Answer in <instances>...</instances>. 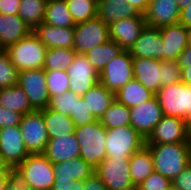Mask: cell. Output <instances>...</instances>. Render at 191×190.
<instances>
[{
  "label": "cell",
  "mask_w": 191,
  "mask_h": 190,
  "mask_svg": "<svg viewBox=\"0 0 191 190\" xmlns=\"http://www.w3.org/2000/svg\"><path fill=\"white\" fill-rule=\"evenodd\" d=\"M145 145L152 153L154 171L170 180L190 164L191 147L188 142Z\"/></svg>",
  "instance_id": "cell-1"
},
{
  "label": "cell",
  "mask_w": 191,
  "mask_h": 190,
  "mask_svg": "<svg viewBox=\"0 0 191 190\" xmlns=\"http://www.w3.org/2000/svg\"><path fill=\"white\" fill-rule=\"evenodd\" d=\"M80 147V157L94 169L107 157L106 128L100 120L75 127L74 132Z\"/></svg>",
  "instance_id": "cell-2"
},
{
  "label": "cell",
  "mask_w": 191,
  "mask_h": 190,
  "mask_svg": "<svg viewBox=\"0 0 191 190\" xmlns=\"http://www.w3.org/2000/svg\"><path fill=\"white\" fill-rule=\"evenodd\" d=\"M14 172L33 190H51L55 176L54 164L43 154H29Z\"/></svg>",
  "instance_id": "cell-3"
},
{
  "label": "cell",
  "mask_w": 191,
  "mask_h": 190,
  "mask_svg": "<svg viewBox=\"0 0 191 190\" xmlns=\"http://www.w3.org/2000/svg\"><path fill=\"white\" fill-rule=\"evenodd\" d=\"M5 50L11 63L19 72L41 69L44 66L47 47L33 31Z\"/></svg>",
  "instance_id": "cell-4"
},
{
  "label": "cell",
  "mask_w": 191,
  "mask_h": 190,
  "mask_svg": "<svg viewBox=\"0 0 191 190\" xmlns=\"http://www.w3.org/2000/svg\"><path fill=\"white\" fill-rule=\"evenodd\" d=\"M164 116L191 117V86L182 82L161 87L155 94Z\"/></svg>",
  "instance_id": "cell-5"
},
{
  "label": "cell",
  "mask_w": 191,
  "mask_h": 190,
  "mask_svg": "<svg viewBox=\"0 0 191 190\" xmlns=\"http://www.w3.org/2000/svg\"><path fill=\"white\" fill-rule=\"evenodd\" d=\"M145 145V138L131 125L106 129L105 147L108 158H130Z\"/></svg>",
  "instance_id": "cell-6"
},
{
  "label": "cell",
  "mask_w": 191,
  "mask_h": 190,
  "mask_svg": "<svg viewBox=\"0 0 191 190\" xmlns=\"http://www.w3.org/2000/svg\"><path fill=\"white\" fill-rule=\"evenodd\" d=\"M109 39V26L96 17L74 26L73 49L77 54H84L95 46L103 45Z\"/></svg>",
  "instance_id": "cell-7"
},
{
  "label": "cell",
  "mask_w": 191,
  "mask_h": 190,
  "mask_svg": "<svg viewBox=\"0 0 191 190\" xmlns=\"http://www.w3.org/2000/svg\"><path fill=\"white\" fill-rule=\"evenodd\" d=\"M23 141L20 125L0 129V163L15 169L29 156Z\"/></svg>",
  "instance_id": "cell-8"
},
{
  "label": "cell",
  "mask_w": 191,
  "mask_h": 190,
  "mask_svg": "<svg viewBox=\"0 0 191 190\" xmlns=\"http://www.w3.org/2000/svg\"><path fill=\"white\" fill-rule=\"evenodd\" d=\"M133 79L132 56L128 50H123L108 62L100 73V83L114 93Z\"/></svg>",
  "instance_id": "cell-9"
},
{
  "label": "cell",
  "mask_w": 191,
  "mask_h": 190,
  "mask_svg": "<svg viewBox=\"0 0 191 190\" xmlns=\"http://www.w3.org/2000/svg\"><path fill=\"white\" fill-rule=\"evenodd\" d=\"M94 174L107 189H124L134 186L130 178L129 158L106 157L94 169Z\"/></svg>",
  "instance_id": "cell-10"
},
{
  "label": "cell",
  "mask_w": 191,
  "mask_h": 190,
  "mask_svg": "<svg viewBox=\"0 0 191 190\" xmlns=\"http://www.w3.org/2000/svg\"><path fill=\"white\" fill-rule=\"evenodd\" d=\"M20 131L30 154L44 153L49 138L42 109L23 115Z\"/></svg>",
  "instance_id": "cell-11"
},
{
  "label": "cell",
  "mask_w": 191,
  "mask_h": 190,
  "mask_svg": "<svg viewBox=\"0 0 191 190\" xmlns=\"http://www.w3.org/2000/svg\"><path fill=\"white\" fill-rule=\"evenodd\" d=\"M69 75V91L82 97L89 89L100 82V75L84 54L74 56L72 64L67 68Z\"/></svg>",
  "instance_id": "cell-12"
},
{
  "label": "cell",
  "mask_w": 191,
  "mask_h": 190,
  "mask_svg": "<svg viewBox=\"0 0 191 190\" xmlns=\"http://www.w3.org/2000/svg\"><path fill=\"white\" fill-rule=\"evenodd\" d=\"M17 84L26 93L30 104L35 110L48 107L50 98L46 86L45 70L43 68L20 71Z\"/></svg>",
  "instance_id": "cell-13"
},
{
  "label": "cell",
  "mask_w": 191,
  "mask_h": 190,
  "mask_svg": "<svg viewBox=\"0 0 191 190\" xmlns=\"http://www.w3.org/2000/svg\"><path fill=\"white\" fill-rule=\"evenodd\" d=\"M157 97L130 108V125L145 139L163 117Z\"/></svg>",
  "instance_id": "cell-14"
},
{
  "label": "cell",
  "mask_w": 191,
  "mask_h": 190,
  "mask_svg": "<svg viewBox=\"0 0 191 190\" xmlns=\"http://www.w3.org/2000/svg\"><path fill=\"white\" fill-rule=\"evenodd\" d=\"M187 142L186 122L175 116H163L145 139V144Z\"/></svg>",
  "instance_id": "cell-15"
},
{
  "label": "cell",
  "mask_w": 191,
  "mask_h": 190,
  "mask_svg": "<svg viewBox=\"0 0 191 190\" xmlns=\"http://www.w3.org/2000/svg\"><path fill=\"white\" fill-rule=\"evenodd\" d=\"M180 11L178 0H150L143 15L146 25L161 28L178 24Z\"/></svg>",
  "instance_id": "cell-16"
},
{
  "label": "cell",
  "mask_w": 191,
  "mask_h": 190,
  "mask_svg": "<svg viewBox=\"0 0 191 190\" xmlns=\"http://www.w3.org/2000/svg\"><path fill=\"white\" fill-rule=\"evenodd\" d=\"M145 25L144 15L140 13L134 17L117 20L109 26L110 39L117 42L124 50H129Z\"/></svg>",
  "instance_id": "cell-17"
},
{
  "label": "cell",
  "mask_w": 191,
  "mask_h": 190,
  "mask_svg": "<svg viewBox=\"0 0 191 190\" xmlns=\"http://www.w3.org/2000/svg\"><path fill=\"white\" fill-rule=\"evenodd\" d=\"M132 57L163 60V40L160 28L145 25L138 39L128 50Z\"/></svg>",
  "instance_id": "cell-18"
},
{
  "label": "cell",
  "mask_w": 191,
  "mask_h": 190,
  "mask_svg": "<svg viewBox=\"0 0 191 190\" xmlns=\"http://www.w3.org/2000/svg\"><path fill=\"white\" fill-rule=\"evenodd\" d=\"M163 40V60H178L180 54L188 46L187 28L182 24L160 28Z\"/></svg>",
  "instance_id": "cell-19"
},
{
  "label": "cell",
  "mask_w": 191,
  "mask_h": 190,
  "mask_svg": "<svg viewBox=\"0 0 191 190\" xmlns=\"http://www.w3.org/2000/svg\"><path fill=\"white\" fill-rule=\"evenodd\" d=\"M53 164L62 163L80 157V147L74 133L56 138L47 142L43 153Z\"/></svg>",
  "instance_id": "cell-20"
},
{
  "label": "cell",
  "mask_w": 191,
  "mask_h": 190,
  "mask_svg": "<svg viewBox=\"0 0 191 190\" xmlns=\"http://www.w3.org/2000/svg\"><path fill=\"white\" fill-rule=\"evenodd\" d=\"M33 33L47 47L50 48H73L74 27H56L42 22Z\"/></svg>",
  "instance_id": "cell-21"
},
{
  "label": "cell",
  "mask_w": 191,
  "mask_h": 190,
  "mask_svg": "<svg viewBox=\"0 0 191 190\" xmlns=\"http://www.w3.org/2000/svg\"><path fill=\"white\" fill-rule=\"evenodd\" d=\"M134 79L156 94L161 88L160 62L153 58L132 57Z\"/></svg>",
  "instance_id": "cell-22"
},
{
  "label": "cell",
  "mask_w": 191,
  "mask_h": 190,
  "mask_svg": "<svg viewBox=\"0 0 191 190\" xmlns=\"http://www.w3.org/2000/svg\"><path fill=\"white\" fill-rule=\"evenodd\" d=\"M31 31L19 15L0 14V41L5 49L23 39Z\"/></svg>",
  "instance_id": "cell-23"
},
{
  "label": "cell",
  "mask_w": 191,
  "mask_h": 190,
  "mask_svg": "<svg viewBox=\"0 0 191 190\" xmlns=\"http://www.w3.org/2000/svg\"><path fill=\"white\" fill-rule=\"evenodd\" d=\"M137 10L126 0H99L97 17L107 26L117 20L137 16Z\"/></svg>",
  "instance_id": "cell-24"
},
{
  "label": "cell",
  "mask_w": 191,
  "mask_h": 190,
  "mask_svg": "<svg viewBox=\"0 0 191 190\" xmlns=\"http://www.w3.org/2000/svg\"><path fill=\"white\" fill-rule=\"evenodd\" d=\"M84 102L91 110L96 119L104 115V112L112 105L115 100V93L108 90L100 82L89 89L83 96Z\"/></svg>",
  "instance_id": "cell-25"
},
{
  "label": "cell",
  "mask_w": 191,
  "mask_h": 190,
  "mask_svg": "<svg viewBox=\"0 0 191 190\" xmlns=\"http://www.w3.org/2000/svg\"><path fill=\"white\" fill-rule=\"evenodd\" d=\"M129 167L130 178L135 187L154 171L153 156L146 145L129 158Z\"/></svg>",
  "instance_id": "cell-26"
},
{
  "label": "cell",
  "mask_w": 191,
  "mask_h": 190,
  "mask_svg": "<svg viewBox=\"0 0 191 190\" xmlns=\"http://www.w3.org/2000/svg\"><path fill=\"white\" fill-rule=\"evenodd\" d=\"M94 173V168L81 157L54 164L55 179H72L85 181Z\"/></svg>",
  "instance_id": "cell-27"
},
{
  "label": "cell",
  "mask_w": 191,
  "mask_h": 190,
  "mask_svg": "<svg viewBox=\"0 0 191 190\" xmlns=\"http://www.w3.org/2000/svg\"><path fill=\"white\" fill-rule=\"evenodd\" d=\"M155 96L138 80L133 79L126 83L122 88L115 92V99L128 108H133L148 101Z\"/></svg>",
  "instance_id": "cell-28"
},
{
  "label": "cell",
  "mask_w": 191,
  "mask_h": 190,
  "mask_svg": "<svg viewBox=\"0 0 191 190\" xmlns=\"http://www.w3.org/2000/svg\"><path fill=\"white\" fill-rule=\"evenodd\" d=\"M0 105L23 115L35 111L29 102L28 96L18 84L0 88Z\"/></svg>",
  "instance_id": "cell-29"
},
{
  "label": "cell",
  "mask_w": 191,
  "mask_h": 190,
  "mask_svg": "<svg viewBox=\"0 0 191 190\" xmlns=\"http://www.w3.org/2000/svg\"><path fill=\"white\" fill-rule=\"evenodd\" d=\"M43 119L46 125L48 138L62 137L75 132L73 120L62 113L55 112L51 109H42Z\"/></svg>",
  "instance_id": "cell-30"
},
{
  "label": "cell",
  "mask_w": 191,
  "mask_h": 190,
  "mask_svg": "<svg viewBox=\"0 0 191 190\" xmlns=\"http://www.w3.org/2000/svg\"><path fill=\"white\" fill-rule=\"evenodd\" d=\"M123 50L117 42L109 39L103 45L95 46L93 49L84 53V55L100 75L106 64L117 57Z\"/></svg>",
  "instance_id": "cell-31"
},
{
  "label": "cell",
  "mask_w": 191,
  "mask_h": 190,
  "mask_svg": "<svg viewBox=\"0 0 191 190\" xmlns=\"http://www.w3.org/2000/svg\"><path fill=\"white\" fill-rule=\"evenodd\" d=\"M43 22L56 27H74L76 25L65 0H48Z\"/></svg>",
  "instance_id": "cell-32"
},
{
  "label": "cell",
  "mask_w": 191,
  "mask_h": 190,
  "mask_svg": "<svg viewBox=\"0 0 191 190\" xmlns=\"http://www.w3.org/2000/svg\"><path fill=\"white\" fill-rule=\"evenodd\" d=\"M47 1L20 0L18 15L32 31L44 21Z\"/></svg>",
  "instance_id": "cell-33"
},
{
  "label": "cell",
  "mask_w": 191,
  "mask_h": 190,
  "mask_svg": "<svg viewBox=\"0 0 191 190\" xmlns=\"http://www.w3.org/2000/svg\"><path fill=\"white\" fill-rule=\"evenodd\" d=\"M76 51L73 48H50L46 50L44 70H67L72 64Z\"/></svg>",
  "instance_id": "cell-34"
},
{
  "label": "cell",
  "mask_w": 191,
  "mask_h": 190,
  "mask_svg": "<svg viewBox=\"0 0 191 190\" xmlns=\"http://www.w3.org/2000/svg\"><path fill=\"white\" fill-rule=\"evenodd\" d=\"M100 122L106 129L128 126L130 125V108L115 99L100 118Z\"/></svg>",
  "instance_id": "cell-35"
},
{
  "label": "cell",
  "mask_w": 191,
  "mask_h": 190,
  "mask_svg": "<svg viewBox=\"0 0 191 190\" xmlns=\"http://www.w3.org/2000/svg\"><path fill=\"white\" fill-rule=\"evenodd\" d=\"M75 24L97 17L99 0H65Z\"/></svg>",
  "instance_id": "cell-36"
},
{
  "label": "cell",
  "mask_w": 191,
  "mask_h": 190,
  "mask_svg": "<svg viewBox=\"0 0 191 190\" xmlns=\"http://www.w3.org/2000/svg\"><path fill=\"white\" fill-rule=\"evenodd\" d=\"M49 98L69 91V75L66 70H45Z\"/></svg>",
  "instance_id": "cell-37"
},
{
  "label": "cell",
  "mask_w": 191,
  "mask_h": 190,
  "mask_svg": "<svg viewBox=\"0 0 191 190\" xmlns=\"http://www.w3.org/2000/svg\"><path fill=\"white\" fill-rule=\"evenodd\" d=\"M19 71L11 63L6 50L0 52V88L17 84Z\"/></svg>",
  "instance_id": "cell-38"
},
{
  "label": "cell",
  "mask_w": 191,
  "mask_h": 190,
  "mask_svg": "<svg viewBox=\"0 0 191 190\" xmlns=\"http://www.w3.org/2000/svg\"><path fill=\"white\" fill-rule=\"evenodd\" d=\"M79 97L71 91L63 92L50 98L48 108L70 117L74 112L75 100H78Z\"/></svg>",
  "instance_id": "cell-39"
},
{
  "label": "cell",
  "mask_w": 191,
  "mask_h": 190,
  "mask_svg": "<svg viewBox=\"0 0 191 190\" xmlns=\"http://www.w3.org/2000/svg\"><path fill=\"white\" fill-rule=\"evenodd\" d=\"M160 72L161 87L181 82V68L176 60H162Z\"/></svg>",
  "instance_id": "cell-40"
},
{
  "label": "cell",
  "mask_w": 191,
  "mask_h": 190,
  "mask_svg": "<svg viewBox=\"0 0 191 190\" xmlns=\"http://www.w3.org/2000/svg\"><path fill=\"white\" fill-rule=\"evenodd\" d=\"M70 118L73 120L75 127H80L97 120L82 97L75 100L74 112L71 113Z\"/></svg>",
  "instance_id": "cell-41"
},
{
  "label": "cell",
  "mask_w": 191,
  "mask_h": 190,
  "mask_svg": "<svg viewBox=\"0 0 191 190\" xmlns=\"http://www.w3.org/2000/svg\"><path fill=\"white\" fill-rule=\"evenodd\" d=\"M171 180L160 173L153 171L141 184L137 186L138 190H166L170 187Z\"/></svg>",
  "instance_id": "cell-42"
},
{
  "label": "cell",
  "mask_w": 191,
  "mask_h": 190,
  "mask_svg": "<svg viewBox=\"0 0 191 190\" xmlns=\"http://www.w3.org/2000/svg\"><path fill=\"white\" fill-rule=\"evenodd\" d=\"M23 114L13 112L0 105V129L20 125Z\"/></svg>",
  "instance_id": "cell-43"
},
{
  "label": "cell",
  "mask_w": 191,
  "mask_h": 190,
  "mask_svg": "<svg viewBox=\"0 0 191 190\" xmlns=\"http://www.w3.org/2000/svg\"><path fill=\"white\" fill-rule=\"evenodd\" d=\"M171 184L177 190H191V163L171 180Z\"/></svg>",
  "instance_id": "cell-44"
},
{
  "label": "cell",
  "mask_w": 191,
  "mask_h": 190,
  "mask_svg": "<svg viewBox=\"0 0 191 190\" xmlns=\"http://www.w3.org/2000/svg\"><path fill=\"white\" fill-rule=\"evenodd\" d=\"M51 190H84V181L55 179Z\"/></svg>",
  "instance_id": "cell-45"
},
{
  "label": "cell",
  "mask_w": 191,
  "mask_h": 190,
  "mask_svg": "<svg viewBox=\"0 0 191 190\" xmlns=\"http://www.w3.org/2000/svg\"><path fill=\"white\" fill-rule=\"evenodd\" d=\"M4 190H33L29 186H27L22 179L17 175V173L13 172L8 179L7 185Z\"/></svg>",
  "instance_id": "cell-46"
},
{
  "label": "cell",
  "mask_w": 191,
  "mask_h": 190,
  "mask_svg": "<svg viewBox=\"0 0 191 190\" xmlns=\"http://www.w3.org/2000/svg\"><path fill=\"white\" fill-rule=\"evenodd\" d=\"M20 0H0V14L18 15Z\"/></svg>",
  "instance_id": "cell-47"
},
{
  "label": "cell",
  "mask_w": 191,
  "mask_h": 190,
  "mask_svg": "<svg viewBox=\"0 0 191 190\" xmlns=\"http://www.w3.org/2000/svg\"><path fill=\"white\" fill-rule=\"evenodd\" d=\"M84 190H107L103 182L93 173L84 181Z\"/></svg>",
  "instance_id": "cell-48"
},
{
  "label": "cell",
  "mask_w": 191,
  "mask_h": 190,
  "mask_svg": "<svg viewBox=\"0 0 191 190\" xmlns=\"http://www.w3.org/2000/svg\"><path fill=\"white\" fill-rule=\"evenodd\" d=\"M177 61L181 69L191 66V41H188V46L180 54Z\"/></svg>",
  "instance_id": "cell-49"
},
{
  "label": "cell",
  "mask_w": 191,
  "mask_h": 190,
  "mask_svg": "<svg viewBox=\"0 0 191 190\" xmlns=\"http://www.w3.org/2000/svg\"><path fill=\"white\" fill-rule=\"evenodd\" d=\"M179 24L184 25L186 28H191V2L180 11Z\"/></svg>",
  "instance_id": "cell-50"
},
{
  "label": "cell",
  "mask_w": 191,
  "mask_h": 190,
  "mask_svg": "<svg viewBox=\"0 0 191 190\" xmlns=\"http://www.w3.org/2000/svg\"><path fill=\"white\" fill-rule=\"evenodd\" d=\"M128 4L133 6L138 13L144 14L148 8L150 0H126Z\"/></svg>",
  "instance_id": "cell-51"
},
{
  "label": "cell",
  "mask_w": 191,
  "mask_h": 190,
  "mask_svg": "<svg viewBox=\"0 0 191 190\" xmlns=\"http://www.w3.org/2000/svg\"><path fill=\"white\" fill-rule=\"evenodd\" d=\"M14 172L13 169L11 168H8V167H4L2 166L0 168V190H4L6 185H7V182H8V179H9V176Z\"/></svg>",
  "instance_id": "cell-52"
},
{
  "label": "cell",
  "mask_w": 191,
  "mask_h": 190,
  "mask_svg": "<svg viewBox=\"0 0 191 190\" xmlns=\"http://www.w3.org/2000/svg\"><path fill=\"white\" fill-rule=\"evenodd\" d=\"M181 82L191 86V66L181 69Z\"/></svg>",
  "instance_id": "cell-53"
},
{
  "label": "cell",
  "mask_w": 191,
  "mask_h": 190,
  "mask_svg": "<svg viewBox=\"0 0 191 190\" xmlns=\"http://www.w3.org/2000/svg\"><path fill=\"white\" fill-rule=\"evenodd\" d=\"M186 137H187V142L191 147V117L188 118L186 121Z\"/></svg>",
  "instance_id": "cell-54"
},
{
  "label": "cell",
  "mask_w": 191,
  "mask_h": 190,
  "mask_svg": "<svg viewBox=\"0 0 191 190\" xmlns=\"http://www.w3.org/2000/svg\"><path fill=\"white\" fill-rule=\"evenodd\" d=\"M191 0H178L179 9L182 10L190 4Z\"/></svg>",
  "instance_id": "cell-55"
},
{
  "label": "cell",
  "mask_w": 191,
  "mask_h": 190,
  "mask_svg": "<svg viewBox=\"0 0 191 190\" xmlns=\"http://www.w3.org/2000/svg\"><path fill=\"white\" fill-rule=\"evenodd\" d=\"M107 190H138L137 187L132 186L130 188H124V189H107Z\"/></svg>",
  "instance_id": "cell-56"
},
{
  "label": "cell",
  "mask_w": 191,
  "mask_h": 190,
  "mask_svg": "<svg viewBox=\"0 0 191 190\" xmlns=\"http://www.w3.org/2000/svg\"><path fill=\"white\" fill-rule=\"evenodd\" d=\"M187 39L191 41V28H187Z\"/></svg>",
  "instance_id": "cell-57"
},
{
  "label": "cell",
  "mask_w": 191,
  "mask_h": 190,
  "mask_svg": "<svg viewBox=\"0 0 191 190\" xmlns=\"http://www.w3.org/2000/svg\"><path fill=\"white\" fill-rule=\"evenodd\" d=\"M3 50H5V48L3 47V45H2V43L0 41V52L3 51Z\"/></svg>",
  "instance_id": "cell-58"
},
{
  "label": "cell",
  "mask_w": 191,
  "mask_h": 190,
  "mask_svg": "<svg viewBox=\"0 0 191 190\" xmlns=\"http://www.w3.org/2000/svg\"><path fill=\"white\" fill-rule=\"evenodd\" d=\"M166 190H177L175 189L172 185L170 187H168Z\"/></svg>",
  "instance_id": "cell-59"
}]
</instances>
